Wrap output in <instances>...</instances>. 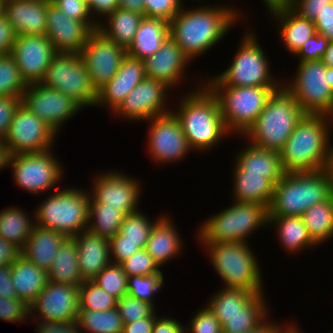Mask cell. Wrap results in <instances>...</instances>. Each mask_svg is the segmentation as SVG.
I'll use <instances>...</instances> for the list:
<instances>
[{
  "label": "cell",
  "instance_id": "obj_1",
  "mask_svg": "<svg viewBox=\"0 0 333 333\" xmlns=\"http://www.w3.org/2000/svg\"><path fill=\"white\" fill-rule=\"evenodd\" d=\"M191 1L198 3V8L197 6L189 8L185 4L171 20L169 26L170 37L190 61L195 62L196 59L205 55L204 53L221 43L220 41L229 31L236 24L238 25L239 20H243L245 14H242L243 12L239 10V7L237 8L236 4L233 7L231 3L204 5L206 0Z\"/></svg>",
  "mask_w": 333,
  "mask_h": 333
},
{
  "label": "cell",
  "instance_id": "obj_2",
  "mask_svg": "<svg viewBox=\"0 0 333 333\" xmlns=\"http://www.w3.org/2000/svg\"><path fill=\"white\" fill-rule=\"evenodd\" d=\"M198 77L200 82L195 80ZM198 77H193L194 85H198L187 93L181 92L171 111L178 118L190 149L206 154L231 134L225 127L218 99L204 84V77Z\"/></svg>",
  "mask_w": 333,
  "mask_h": 333
},
{
  "label": "cell",
  "instance_id": "obj_3",
  "mask_svg": "<svg viewBox=\"0 0 333 333\" xmlns=\"http://www.w3.org/2000/svg\"><path fill=\"white\" fill-rule=\"evenodd\" d=\"M332 133L327 115L305 114L279 152L284 171L313 172L332 168Z\"/></svg>",
  "mask_w": 333,
  "mask_h": 333
},
{
  "label": "cell",
  "instance_id": "obj_4",
  "mask_svg": "<svg viewBox=\"0 0 333 333\" xmlns=\"http://www.w3.org/2000/svg\"><path fill=\"white\" fill-rule=\"evenodd\" d=\"M333 195V169L285 173L276 183L268 216H302Z\"/></svg>",
  "mask_w": 333,
  "mask_h": 333
},
{
  "label": "cell",
  "instance_id": "obj_5",
  "mask_svg": "<svg viewBox=\"0 0 333 333\" xmlns=\"http://www.w3.org/2000/svg\"><path fill=\"white\" fill-rule=\"evenodd\" d=\"M209 256L223 288L243 289L256 294L265 293L260 260L246 241L199 243Z\"/></svg>",
  "mask_w": 333,
  "mask_h": 333
},
{
  "label": "cell",
  "instance_id": "obj_6",
  "mask_svg": "<svg viewBox=\"0 0 333 333\" xmlns=\"http://www.w3.org/2000/svg\"><path fill=\"white\" fill-rule=\"evenodd\" d=\"M250 29V30H249ZM249 30V31H247ZM247 31V32H246ZM240 39L234 57L228 67L216 75L204 76L206 86H281L282 80L271 73L266 51L263 49L255 30L247 27ZM236 54V55H235Z\"/></svg>",
  "mask_w": 333,
  "mask_h": 333
},
{
  "label": "cell",
  "instance_id": "obj_7",
  "mask_svg": "<svg viewBox=\"0 0 333 333\" xmlns=\"http://www.w3.org/2000/svg\"><path fill=\"white\" fill-rule=\"evenodd\" d=\"M304 115L297 100L282 84L243 138L255 146L279 153Z\"/></svg>",
  "mask_w": 333,
  "mask_h": 333
},
{
  "label": "cell",
  "instance_id": "obj_8",
  "mask_svg": "<svg viewBox=\"0 0 333 333\" xmlns=\"http://www.w3.org/2000/svg\"><path fill=\"white\" fill-rule=\"evenodd\" d=\"M67 187L56 186L52 194L36 205L35 222L39 227L73 238L88 229L90 194L86 188Z\"/></svg>",
  "mask_w": 333,
  "mask_h": 333
},
{
  "label": "cell",
  "instance_id": "obj_9",
  "mask_svg": "<svg viewBox=\"0 0 333 333\" xmlns=\"http://www.w3.org/2000/svg\"><path fill=\"white\" fill-rule=\"evenodd\" d=\"M231 201L230 206L201 222L195 234L198 243L248 242L253 233L268 228L265 205Z\"/></svg>",
  "mask_w": 333,
  "mask_h": 333
},
{
  "label": "cell",
  "instance_id": "obj_10",
  "mask_svg": "<svg viewBox=\"0 0 333 333\" xmlns=\"http://www.w3.org/2000/svg\"><path fill=\"white\" fill-rule=\"evenodd\" d=\"M219 101L226 129L243 136L280 86H207ZM234 133V134H233Z\"/></svg>",
  "mask_w": 333,
  "mask_h": 333
},
{
  "label": "cell",
  "instance_id": "obj_11",
  "mask_svg": "<svg viewBox=\"0 0 333 333\" xmlns=\"http://www.w3.org/2000/svg\"><path fill=\"white\" fill-rule=\"evenodd\" d=\"M297 63L294 77L284 79L283 86L305 114L329 116L333 110V93L327 83L328 67L322 60Z\"/></svg>",
  "mask_w": 333,
  "mask_h": 333
},
{
  "label": "cell",
  "instance_id": "obj_12",
  "mask_svg": "<svg viewBox=\"0 0 333 333\" xmlns=\"http://www.w3.org/2000/svg\"><path fill=\"white\" fill-rule=\"evenodd\" d=\"M41 84L71 97L83 109L95 107L97 91L79 53L57 52Z\"/></svg>",
  "mask_w": 333,
  "mask_h": 333
},
{
  "label": "cell",
  "instance_id": "obj_13",
  "mask_svg": "<svg viewBox=\"0 0 333 333\" xmlns=\"http://www.w3.org/2000/svg\"><path fill=\"white\" fill-rule=\"evenodd\" d=\"M9 167L14 183L36 197L47 191L52 192L64 179V165L54 155L52 148L42 152L12 155Z\"/></svg>",
  "mask_w": 333,
  "mask_h": 333
},
{
  "label": "cell",
  "instance_id": "obj_14",
  "mask_svg": "<svg viewBox=\"0 0 333 333\" xmlns=\"http://www.w3.org/2000/svg\"><path fill=\"white\" fill-rule=\"evenodd\" d=\"M149 129L147 150L151 161L159 165L175 164L183 161L193 152L187 142L178 118L171 111L147 121Z\"/></svg>",
  "mask_w": 333,
  "mask_h": 333
},
{
  "label": "cell",
  "instance_id": "obj_15",
  "mask_svg": "<svg viewBox=\"0 0 333 333\" xmlns=\"http://www.w3.org/2000/svg\"><path fill=\"white\" fill-rule=\"evenodd\" d=\"M57 133L22 103L16 109L3 139L10 156L54 148Z\"/></svg>",
  "mask_w": 333,
  "mask_h": 333
},
{
  "label": "cell",
  "instance_id": "obj_16",
  "mask_svg": "<svg viewBox=\"0 0 333 333\" xmlns=\"http://www.w3.org/2000/svg\"><path fill=\"white\" fill-rule=\"evenodd\" d=\"M172 91L164 82L145 77L112 114L127 121L145 123L153 117L171 112L172 106L167 102Z\"/></svg>",
  "mask_w": 333,
  "mask_h": 333
},
{
  "label": "cell",
  "instance_id": "obj_17",
  "mask_svg": "<svg viewBox=\"0 0 333 333\" xmlns=\"http://www.w3.org/2000/svg\"><path fill=\"white\" fill-rule=\"evenodd\" d=\"M90 197L97 203L118 207L125 215L139 211L141 182L128 173L110 170L99 172L92 178Z\"/></svg>",
  "mask_w": 333,
  "mask_h": 333
},
{
  "label": "cell",
  "instance_id": "obj_18",
  "mask_svg": "<svg viewBox=\"0 0 333 333\" xmlns=\"http://www.w3.org/2000/svg\"><path fill=\"white\" fill-rule=\"evenodd\" d=\"M21 103L57 134L70 118L84 110L71 97L41 83L27 85Z\"/></svg>",
  "mask_w": 333,
  "mask_h": 333
},
{
  "label": "cell",
  "instance_id": "obj_19",
  "mask_svg": "<svg viewBox=\"0 0 333 333\" xmlns=\"http://www.w3.org/2000/svg\"><path fill=\"white\" fill-rule=\"evenodd\" d=\"M98 91L118 72L127 51L95 30L79 53Z\"/></svg>",
  "mask_w": 333,
  "mask_h": 333
},
{
  "label": "cell",
  "instance_id": "obj_20",
  "mask_svg": "<svg viewBox=\"0 0 333 333\" xmlns=\"http://www.w3.org/2000/svg\"><path fill=\"white\" fill-rule=\"evenodd\" d=\"M29 307L30 320L77 321L80 311L79 287L48 281Z\"/></svg>",
  "mask_w": 333,
  "mask_h": 333
},
{
  "label": "cell",
  "instance_id": "obj_21",
  "mask_svg": "<svg viewBox=\"0 0 333 333\" xmlns=\"http://www.w3.org/2000/svg\"><path fill=\"white\" fill-rule=\"evenodd\" d=\"M56 53L46 35L16 36L11 51L26 85L42 82Z\"/></svg>",
  "mask_w": 333,
  "mask_h": 333
},
{
  "label": "cell",
  "instance_id": "obj_22",
  "mask_svg": "<svg viewBox=\"0 0 333 333\" xmlns=\"http://www.w3.org/2000/svg\"><path fill=\"white\" fill-rule=\"evenodd\" d=\"M97 29L96 22L70 19L47 0L45 35L56 52L80 53L89 36Z\"/></svg>",
  "mask_w": 333,
  "mask_h": 333
},
{
  "label": "cell",
  "instance_id": "obj_23",
  "mask_svg": "<svg viewBox=\"0 0 333 333\" xmlns=\"http://www.w3.org/2000/svg\"><path fill=\"white\" fill-rule=\"evenodd\" d=\"M145 76L164 82L172 90L185 85V75L192 62L169 36L159 50L143 60Z\"/></svg>",
  "mask_w": 333,
  "mask_h": 333
},
{
  "label": "cell",
  "instance_id": "obj_24",
  "mask_svg": "<svg viewBox=\"0 0 333 333\" xmlns=\"http://www.w3.org/2000/svg\"><path fill=\"white\" fill-rule=\"evenodd\" d=\"M145 77L143 60L126 55L115 76L97 91L95 106L113 113Z\"/></svg>",
  "mask_w": 333,
  "mask_h": 333
},
{
  "label": "cell",
  "instance_id": "obj_25",
  "mask_svg": "<svg viewBox=\"0 0 333 333\" xmlns=\"http://www.w3.org/2000/svg\"><path fill=\"white\" fill-rule=\"evenodd\" d=\"M2 14L16 36L46 34L47 0H8Z\"/></svg>",
  "mask_w": 333,
  "mask_h": 333
},
{
  "label": "cell",
  "instance_id": "obj_26",
  "mask_svg": "<svg viewBox=\"0 0 333 333\" xmlns=\"http://www.w3.org/2000/svg\"><path fill=\"white\" fill-rule=\"evenodd\" d=\"M277 27L281 43L294 56L304 42L316 34L313 21L300 17L287 4L277 5L266 11Z\"/></svg>",
  "mask_w": 333,
  "mask_h": 333
},
{
  "label": "cell",
  "instance_id": "obj_27",
  "mask_svg": "<svg viewBox=\"0 0 333 333\" xmlns=\"http://www.w3.org/2000/svg\"><path fill=\"white\" fill-rule=\"evenodd\" d=\"M169 213L164 215L154 224L146 244V251L152 256L159 267L168 264L172 259L183 254V243L179 227L172 221ZM175 224V225H174ZM182 251V252H181Z\"/></svg>",
  "mask_w": 333,
  "mask_h": 333
},
{
  "label": "cell",
  "instance_id": "obj_28",
  "mask_svg": "<svg viewBox=\"0 0 333 333\" xmlns=\"http://www.w3.org/2000/svg\"><path fill=\"white\" fill-rule=\"evenodd\" d=\"M78 265L83 281H92L110 262L109 239L88 231L75 237Z\"/></svg>",
  "mask_w": 333,
  "mask_h": 333
},
{
  "label": "cell",
  "instance_id": "obj_29",
  "mask_svg": "<svg viewBox=\"0 0 333 333\" xmlns=\"http://www.w3.org/2000/svg\"><path fill=\"white\" fill-rule=\"evenodd\" d=\"M233 157L234 164L245 174L268 175L277 183L286 173L278 152L260 148L249 141Z\"/></svg>",
  "mask_w": 333,
  "mask_h": 333
},
{
  "label": "cell",
  "instance_id": "obj_30",
  "mask_svg": "<svg viewBox=\"0 0 333 333\" xmlns=\"http://www.w3.org/2000/svg\"><path fill=\"white\" fill-rule=\"evenodd\" d=\"M231 200L270 206L276 183L268 175L245 174L235 164Z\"/></svg>",
  "mask_w": 333,
  "mask_h": 333
},
{
  "label": "cell",
  "instance_id": "obj_31",
  "mask_svg": "<svg viewBox=\"0 0 333 333\" xmlns=\"http://www.w3.org/2000/svg\"><path fill=\"white\" fill-rule=\"evenodd\" d=\"M273 228L277 240L288 255L317 248L301 216H268V228ZM303 250V251H302Z\"/></svg>",
  "mask_w": 333,
  "mask_h": 333
},
{
  "label": "cell",
  "instance_id": "obj_32",
  "mask_svg": "<svg viewBox=\"0 0 333 333\" xmlns=\"http://www.w3.org/2000/svg\"><path fill=\"white\" fill-rule=\"evenodd\" d=\"M66 238L57 231L35 225L27 242L20 250L21 255L37 267L48 271L56 252Z\"/></svg>",
  "mask_w": 333,
  "mask_h": 333
},
{
  "label": "cell",
  "instance_id": "obj_33",
  "mask_svg": "<svg viewBox=\"0 0 333 333\" xmlns=\"http://www.w3.org/2000/svg\"><path fill=\"white\" fill-rule=\"evenodd\" d=\"M11 279L18 299L30 306L48 282L47 271L20 255L11 264Z\"/></svg>",
  "mask_w": 333,
  "mask_h": 333
},
{
  "label": "cell",
  "instance_id": "obj_34",
  "mask_svg": "<svg viewBox=\"0 0 333 333\" xmlns=\"http://www.w3.org/2000/svg\"><path fill=\"white\" fill-rule=\"evenodd\" d=\"M170 36L169 23L162 19L143 17L127 55L144 60L154 55Z\"/></svg>",
  "mask_w": 333,
  "mask_h": 333
},
{
  "label": "cell",
  "instance_id": "obj_35",
  "mask_svg": "<svg viewBox=\"0 0 333 333\" xmlns=\"http://www.w3.org/2000/svg\"><path fill=\"white\" fill-rule=\"evenodd\" d=\"M143 15L117 8L98 24V31L126 51L132 45Z\"/></svg>",
  "mask_w": 333,
  "mask_h": 333
},
{
  "label": "cell",
  "instance_id": "obj_36",
  "mask_svg": "<svg viewBox=\"0 0 333 333\" xmlns=\"http://www.w3.org/2000/svg\"><path fill=\"white\" fill-rule=\"evenodd\" d=\"M47 275L48 281L58 284L79 287L84 282L79 270L78 251L74 238H66L63 241Z\"/></svg>",
  "mask_w": 333,
  "mask_h": 333
},
{
  "label": "cell",
  "instance_id": "obj_37",
  "mask_svg": "<svg viewBox=\"0 0 333 333\" xmlns=\"http://www.w3.org/2000/svg\"><path fill=\"white\" fill-rule=\"evenodd\" d=\"M26 211L13 205L0 210V237L13 243L20 250L36 225L34 211L31 215Z\"/></svg>",
  "mask_w": 333,
  "mask_h": 333
},
{
  "label": "cell",
  "instance_id": "obj_38",
  "mask_svg": "<svg viewBox=\"0 0 333 333\" xmlns=\"http://www.w3.org/2000/svg\"><path fill=\"white\" fill-rule=\"evenodd\" d=\"M263 293L244 313L214 314L222 324V333H246L270 316V306Z\"/></svg>",
  "mask_w": 333,
  "mask_h": 333
},
{
  "label": "cell",
  "instance_id": "obj_39",
  "mask_svg": "<svg viewBox=\"0 0 333 333\" xmlns=\"http://www.w3.org/2000/svg\"><path fill=\"white\" fill-rule=\"evenodd\" d=\"M313 241L321 246L333 238V195L308 208L301 216Z\"/></svg>",
  "mask_w": 333,
  "mask_h": 333
},
{
  "label": "cell",
  "instance_id": "obj_40",
  "mask_svg": "<svg viewBox=\"0 0 333 333\" xmlns=\"http://www.w3.org/2000/svg\"><path fill=\"white\" fill-rule=\"evenodd\" d=\"M88 213L87 231L108 239L114 237L119 232L126 216L118 207L97 203L91 197Z\"/></svg>",
  "mask_w": 333,
  "mask_h": 333
},
{
  "label": "cell",
  "instance_id": "obj_41",
  "mask_svg": "<svg viewBox=\"0 0 333 333\" xmlns=\"http://www.w3.org/2000/svg\"><path fill=\"white\" fill-rule=\"evenodd\" d=\"M262 294L243 289L220 287L205 305L214 314L244 313Z\"/></svg>",
  "mask_w": 333,
  "mask_h": 333
},
{
  "label": "cell",
  "instance_id": "obj_42",
  "mask_svg": "<svg viewBox=\"0 0 333 333\" xmlns=\"http://www.w3.org/2000/svg\"><path fill=\"white\" fill-rule=\"evenodd\" d=\"M77 323L81 333H122L124 326L117 308L106 311L80 310Z\"/></svg>",
  "mask_w": 333,
  "mask_h": 333
},
{
  "label": "cell",
  "instance_id": "obj_43",
  "mask_svg": "<svg viewBox=\"0 0 333 333\" xmlns=\"http://www.w3.org/2000/svg\"><path fill=\"white\" fill-rule=\"evenodd\" d=\"M159 214L157 219H150L143 211L127 214L119 229L121 242L139 243L142 248L146 247L147 240L154 224L163 216Z\"/></svg>",
  "mask_w": 333,
  "mask_h": 333
},
{
  "label": "cell",
  "instance_id": "obj_44",
  "mask_svg": "<svg viewBox=\"0 0 333 333\" xmlns=\"http://www.w3.org/2000/svg\"><path fill=\"white\" fill-rule=\"evenodd\" d=\"M27 85L11 54L0 56V96L22 98Z\"/></svg>",
  "mask_w": 333,
  "mask_h": 333
},
{
  "label": "cell",
  "instance_id": "obj_45",
  "mask_svg": "<svg viewBox=\"0 0 333 333\" xmlns=\"http://www.w3.org/2000/svg\"><path fill=\"white\" fill-rule=\"evenodd\" d=\"M80 310L106 311L116 308L118 300L109 295L93 281H84L79 286Z\"/></svg>",
  "mask_w": 333,
  "mask_h": 333
},
{
  "label": "cell",
  "instance_id": "obj_46",
  "mask_svg": "<svg viewBox=\"0 0 333 333\" xmlns=\"http://www.w3.org/2000/svg\"><path fill=\"white\" fill-rule=\"evenodd\" d=\"M164 286L163 273H155L148 276H127V295L137 298L140 301L150 303L156 308L154 303L157 296Z\"/></svg>",
  "mask_w": 333,
  "mask_h": 333
},
{
  "label": "cell",
  "instance_id": "obj_47",
  "mask_svg": "<svg viewBox=\"0 0 333 333\" xmlns=\"http://www.w3.org/2000/svg\"><path fill=\"white\" fill-rule=\"evenodd\" d=\"M92 281L117 300L127 295V274L121 264L110 262Z\"/></svg>",
  "mask_w": 333,
  "mask_h": 333
},
{
  "label": "cell",
  "instance_id": "obj_48",
  "mask_svg": "<svg viewBox=\"0 0 333 333\" xmlns=\"http://www.w3.org/2000/svg\"><path fill=\"white\" fill-rule=\"evenodd\" d=\"M124 324L150 317L157 309L150 303L140 301L129 295L122 296L116 306Z\"/></svg>",
  "mask_w": 333,
  "mask_h": 333
},
{
  "label": "cell",
  "instance_id": "obj_49",
  "mask_svg": "<svg viewBox=\"0 0 333 333\" xmlns=\"http://www.w3.org/2000/svg\"><path fill=\"white\" fill-rule=\"evenodd\" d=\"M127 276H148L155 273H163L152 256L145 248L137 251L127 260L121 263Z\"/></svg>",
  "mask_w": 333,
  "mask_h": 333
},
{
  "label": "cell",
  "instance_id": "obj_50",
  "mask_svg": "<svg viewBox=\"0 0 333 333\" xmlns=\"http://www.w3.org/2000/svg\"><path fill=\"white\" fill-rule=\"evenodd\" d=\"M204 307V308H203ZM192 312V318L185 324V333H222V324L206 305Z\"/></svg>",
  "mask_w": 333,
  "mask_h": 333
},
{
  "label": "cell",
  "instance_id": "obj_51",
  "mask_svg": "<svg viewBox=\"0 0 333 333\" xmlns=\"http://www.w3.org/2000/svg\"><path fill=\"white\" fill-rule=\"evenodd\" d=\"M145 5L144 17L162 19L170 23L183 9V0H143Z\"/></svg>",
  "mask_w": 333,
  "mask_h": 333
},
{
  "label": "cell",
  "instance_id": "obj_52",
  "mask_svg": "<svg viewBox=\"0 0 333 333\" xmlns=\"http://www.w3.org/2000/svg\"><path fill=\"white\" fill-rule=\"evenodd\" d=\"M0 320L10 323H29L30 307L18 298H4L0 296Z\"/></svg>",
  "mask_w": 333,
  "mask_h": 333
},
{
  "label": "cell",
  "instance_id": "obj_53",
  "mask_svg": "<svg viewBox=\"0 0 333 333\" xmlns=\"http://www.w3.org/2000/svg\"><path fill=\"white\" fill-rule=\"evenodd\" d=\"M328 44L329 40L325 36L316 33L304 42L293 57L297 59V62L321 60Z\"/></svg>",
  "mask_w": 333,
  "mask_h": 333
},
{
  "label": "cell",
  "instance_id": "obj_54",
  "mask_svg": "<svg viewBox=\"0 0 333 333\" xmlns=\"http://www.w3.org/2000/svg\"><path fill=\"white\" fill-rule=\"evenodd\" d=\"M65 16L82 22H95L89 6L82 0H50Z\"/></svg>",
  "mask_w": 333,
  "mask_h": 333
},
{
  "label": "cell",
  "instance_id": "obj_55",
  "mask_svg": "<svg viewBox=\"0 0 333 333\" xmlns=\"http://www.w3.org/2000/svg\"><path fill=\"white\" fill-rule=\"evenodd\" d=\"M332 3L333 0H289L287 5L300 17L314 21Z\"/></svg>",
  "mask_w": 333,
  "mask_h": 333
},
{
  "label": "cell",
  "instance_id": "obj_56",
  "mask_svg": "<svg viewBox=\"0 0 333 333\" xmlns=\"http://www.w3.org/2000/svg\"><path fill=\"white\" fill-rule=\"evenodd\" d=\"M109 249L111 262L121 264L143 248L139 243L121 242V234L118 232L109 239Z\"/></svg>",
  "mask_w": 333,
  "mask_h": 333
},
{
  "label": "cell",
  "instance_id": "obj_57",
  "mask_svg": "<svg viewBox=\"0 0 333 333\" xmlns=\"http://www.w3.org/2000/svg\"><path fill=\"white\" fill-rule=\"evenodd\" d=\"M21 104V98L0 96V140L8 132L14 113Z\"/></svg>",
  "mask_w": 333,
  "mask_h": 333
},
{
  "label": "cell",
  "instance_id": "obj_58",
  "mask_svg": "<svg viewBox=\"0 0 333 333\" xmlns=\"http://www.w3.org/2000/svg\"><path fill=\"white\" fill-rule=\"evenodd\" d=\"M36 325V333H81L77 321H43L32 320Z\"/></svg>",
  "mask_w": 333,
  "mask_h": 333
},
{
  "label": "cell",
  "instance_id": "obj_59",
  "mask_svg": "<svg viewBox=\"0 0 333 333\" xmlns=\"http://www.w3.org/2000/svg\"><path fill=\"white\" fill-rule=\"evenodd\" d=\"M16 34L7 18L0 15V56L11 54Z\"/></svg>",
  "mask_w": 333,
  "mask_h": 333
},
{
  "label": "cell",
  "instance_id": "obj_60",
  "mask_svg": "<svg viewBox=\"0 0 333 333\" xmlns=\"http://www.w3.org/2000/svg\"><path fill=\"white\" fill-rule=\"evenodd\" d=\"M313 23L316 33L325 36L329 41H333V3L318 13Z\"/></svg>",
  "mask_w": 333,
  "mask_h": 333
},
{
  "label": "cell",
  "instance_id": "obj_61",
  "mask_svg": "<svg viewBox=\"0 0 333 333\" xmlns=\"http://www.w3.org/2000/svg\"><path fill=\"white\" fill-rule=\"evenodd\" d=\"M88 6L94 21L99 24L109 14L119 8V3L117 0H93Z\"/></svg>",
  "mask_w": 333,
  "mask_h": 333
},
{
  "label": "cell",
  "instance_id": "obj_62",
  "mask_svg": "<svg viewBox=\"0 0 333 333\" xmlns=\"http://www.w3.org/2000/svg\"><path fill=\"white\" fill-rule=\"evenodd\" d=\"M178 319L158 315L152 333H185V325Z\"/></svg>",
  "mask_w": 333,
  "mask_h": 333
},
{
  "label": "cell",
  "instance_id": "obj_63",
  "mask_svg": "<svg viewBox=\"0 0 333 333\" xmlns=\"http://www.w3.org/2000/svg\"><path fill=\"white\" fill-rule=\"evenodd\" d=\"M158 312L155 311L150 317L124 324L122 333H152Z\"/></svg>",
  "mask_w": 333,
  "mask_h": 333
},
{
  "label": "cell",
  "instance_id": "obj_64",
  "mask_svg": "<svg viewBox=\"0 0 333 333\" xmlns=\"http://www.w3.org/2000/svg\"><path fill=\"white\" fill-rule=\"evenodd\" d=\"M0 296L4 298H17L15 286L11 279V265L0 266Z\"/></svg>",
  "mask_w": 333,
  "mask_h": 333
},
{
  "label": "cell",
  "instance_id": "obj_65",
  "mask_svg": "<svg viewBox=\"0 0 333 333\" xmlns=\"http://www.w3.org/2000/svg\"><path fill=\"white\" fill-rule=\"evenodd\" d=\"M20 255L17 246L0 237V266L11 265Z\"/></svg>",
  "mask_w": 333,
  "mask_h": 333
},
{
  "label": "cell",
  "instance_id": "obj_66",
  "mask_svg": "<svg viewBox=\"0 0 333 333\" xmlns=\"http://www.w3.org/2000/svg\"><path fill=\"white\" fill-rule=\"evenodd\" d=\"M271 315L258 327L246 333H277L278 329L284 324L270 320ZM277 322V323H276Z\"/></svg>",
  "mask_w": 333,
  "mask_h": 333
},
{
  "label": "cell",
  "instance_id": "obj_67",
  "mask_svg": "<svg viewBox=\"0 0 333 333\" xmlns=\"http://www.w3.org/2000/svg\"><path fill=\"white\" fill-rule=\"evenodd\" d=\"M119 7L130 10L135 13H140L144 16L145 5L143 0H117Z\"/></svg>",
  "mask_w": 333,
  "mask_h": 333
},
{
  "label": "cell",
  "instance_id": "obj_68",
  "mask_svg": "<svg viewBox=\"0 0 333 333\" xmlns=\"http://www.w3.org/2000/svg\"><path fill=\"white\" fill-rule=\"evenodd\" d=\"M289 322V323H288ZM285 321L284 324L278 329L277 333H305L301 329V327L298 326L297 322L292 321Z\"/></svg>",
  "mask_w": 333,
  "mask_h": 333
},
{
  "label": "cell",
  "instance_id": "obj_69",
  "mask_svg": "<svg viewBox=\"0 0 333 333\" xmlns=\"http://www.w3.org/2000/svg\"><path fill=\"white\" fill-rule=\"evenodd\" d=\"M10 154L8 152L7 146L4 144L3 140H0V171L8 168Z\"/></svg>",
  "mask_w": 333,
  "mask_h": 333
},
{
  "label": "cell",
  "instance_id": "obj_70",
  "mask_svg": "<svg viewBox=\"0 0 333 333\" xmlns=\"http://www.w3.org/2000/svg\"><path fill=\"white\" fill-rule=\"evenodd\" d=\"M321 60L327 67H333V41H329L328 47Z\"/></svg>",
  "mask_w": 333,
  "mask_h": 333
},
{
  "label": "cell",
  "instance_id": "obj_71",
  "mask_svg": "<svg viewBox=\"0 0 333 333\" xmlns=\"http://www.w3.org/2000/svg\"><path fill=\"white\" fill-rule=\"evenodd\" d=\"M261 2L266 6L265 8L268 9L273 6L288 4L289 0H262Z\"/></svg>",
  "mask_w": 333,
  "mask_h": 333
},
{
  "label": "cell",
  "instance_id": "obj_72",
  "mask_svg": "<svg viewBox=\"0 0 333 333\" xmlns=\"http://www.w3.org/2000/svg\"><path fill=\"white\" fill-rule=\"evenodd\" d=\"M332 93H333V67H328V81H327Z\"/></svg>",
  "mask_w": 333,
  "mask_h": 333
},
{
  "label": "cell",
  "instance_id": "obj_73",
  "mask_svg": "<svg viewBox=\"0 0 333 333\" xmlns=\"http://www.w3.org/2000/svg\"><path fill=\"white\" fill-rule=\"evenodd\" d=\"M329 119H330V122H331V126H332V131H333V110L331 111V113L329 114Z\"/></svg>",
  "mask_w": 333,
  "mask_h": 333
},
{
  "label": "cell",
  "instance_id": "obj_74",
  "mask_svg": "<svg viewBox=\"0 0 333 333\" xmlns=\"http://www.w3.org/2000/svg\"><path fill=\"white\" fill-rule=\"evenodd\" d=\"M3 11V2L2 0H0V15L2 14Z\"/></svg>",
  "mask_w": 333,
  "mask_h": 333
},
{
  "label": "cell",
  "instance_id": "obj_75",
  "mask_svg": "<svg viewBox=\"0 0 333 333\" xmlns=\"http://www.w3.org/2000/svg\"><path fill=\"white\" fill-rule=\"evenodd\" d=\"M83 2H85L87 5H89L93 0H82Z\"/></svg>",
  "mask_w": 333,
  "mask_h": 333
}]
</instances>
